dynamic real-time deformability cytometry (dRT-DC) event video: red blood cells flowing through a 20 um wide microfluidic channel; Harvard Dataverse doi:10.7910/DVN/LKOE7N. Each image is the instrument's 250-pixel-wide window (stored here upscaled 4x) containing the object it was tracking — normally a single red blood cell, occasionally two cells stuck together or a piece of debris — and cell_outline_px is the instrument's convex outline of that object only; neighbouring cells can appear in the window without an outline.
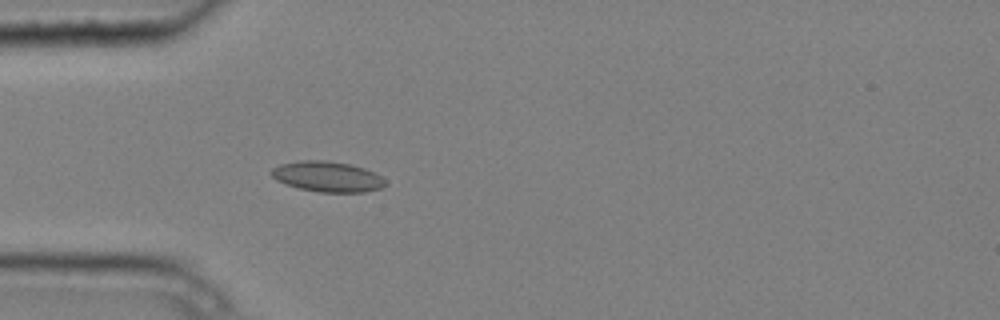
{"species": "common noctule bat (a hibernating species)", "species_latin": "Nyctalus noctula", "temperature_condition": "cold", "stored_images_in_passage": 4, "camera_frame_rate_fps": 3000, "um_per_image_px": 0.085, "animal": {"sex": "male", "body_mass_g": 20.4}, "frame": {"image": 1, "passage_image": 4, "time_ms": 1.0, "image_size_px": [1000, 320], "cell_outline_px": [[388, 184], [380, 188], [364, 192], [320, 192], [300, 188], [276, 180], [268, 172], [272, 168], [280, 164], [300, 160], [324, 160], [352, 164], [364, 168], [380, 176]], "centroid_in_image_um": [27.81, 15.0], "position_along_channel_um": 57.2, "area_um2": 20.17}}